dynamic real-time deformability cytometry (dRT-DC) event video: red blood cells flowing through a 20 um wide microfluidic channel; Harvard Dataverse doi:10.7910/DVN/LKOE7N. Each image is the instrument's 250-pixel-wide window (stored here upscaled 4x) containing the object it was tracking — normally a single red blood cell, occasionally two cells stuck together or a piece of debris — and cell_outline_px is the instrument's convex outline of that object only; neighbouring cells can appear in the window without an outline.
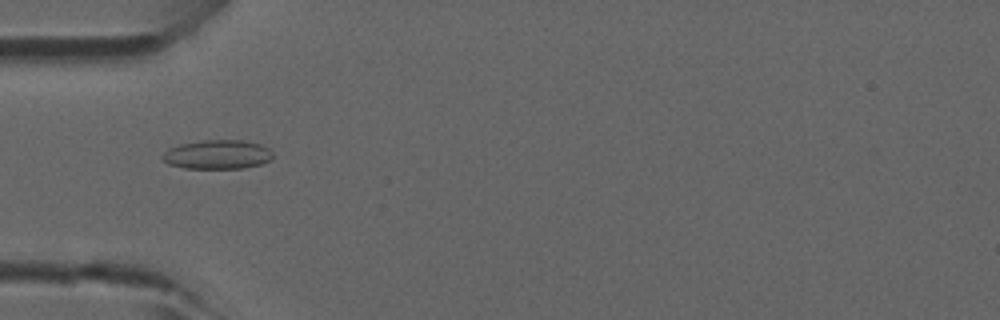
{"species": "common noctule bat (a hibernating species)", "species_latin": "Nyctalus noctula", "temperature_condition": "room temperature", "stored_images_in_passage": 12, "camera_frame_rate_fps": 3000, "um_per_image_px": 0.085, "animal": {"sex": "male", "forearm_length_mm": 52.5}, "frame": {"image": 1, "passage_image": 2, "time_ms": 0.333, "image_size_px": [1000, 320], "cell_outline_px": [[272, 160], [260, 164], [244, 168], [184, 168], [168, 164], [160, 156], [168, 148], [180, 144], [204, 140], [244, 140], [260, 144], [268, 148], [272, 152]], "centroid_in_image_um": [18.48, 13.13], "position_along_channel_um": 66.5, "area_um2": 18.79}}
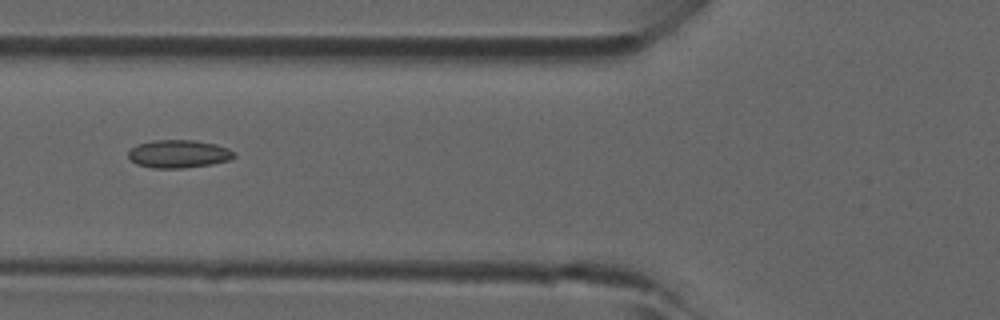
{"frame": {"image": 2, "passage_image": 5, "time_ms": 1.333, "image_size_px": [1000, 320], "cell_outline_px": [[236, 156], [228, 160], [212, 164], [184, 168], [152, 168], [136, 164], [128, 156], [128, 152], [136, 144], [152, 140], [196, 140], [216, 144], [228, 148], [236, 152]], "centroid_in_image_um": [15.19, 13.07], "position_along_channel_um": 110.6, "area_um2": 17.4}}
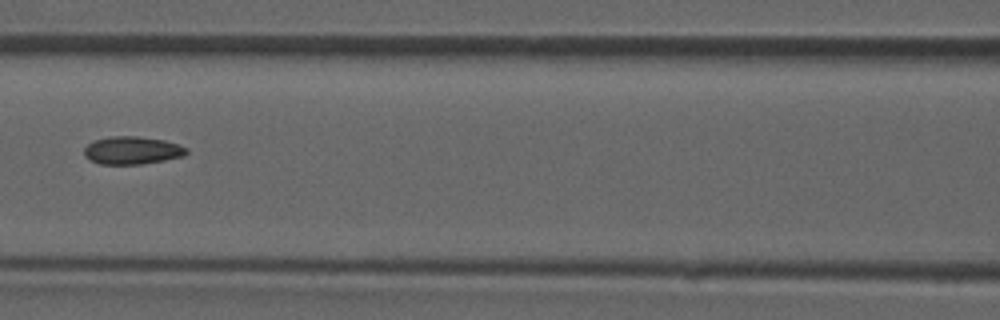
{"frame": {"image": 3, "passage_image": 8, "time_ms": 2.333, "image_size_px": [1000, 320], "cell_outline_px": [[188, 152], [184, 156], [164, 160], [140, 164], [100, 164], [84, 156], [84, 148], [88, 144], [96, 140], [112, 136], [136, 136], [164, 140], [188, 148]], "centroid_in_image_um": [11.24, 12.78], "position_along_channel_um": 155.4, "area_um2": 16.42}}